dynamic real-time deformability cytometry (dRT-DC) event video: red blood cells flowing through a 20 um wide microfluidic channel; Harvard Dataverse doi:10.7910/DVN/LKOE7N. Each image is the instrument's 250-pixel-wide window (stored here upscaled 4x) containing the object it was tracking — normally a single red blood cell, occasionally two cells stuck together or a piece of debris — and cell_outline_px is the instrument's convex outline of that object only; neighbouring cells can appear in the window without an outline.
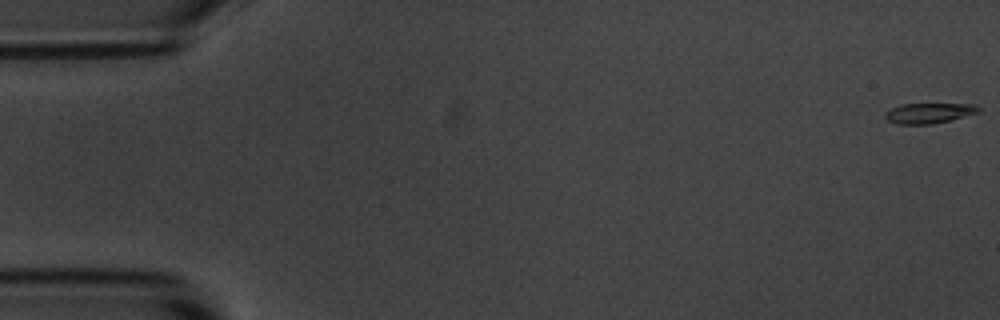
{"species": "common noctule bat (a hibernating species)", "species_latin": "Nyctalus noctula", "temperature_condition": "room temperature", "stored_images_in_passage": 5, "camera_frame_rate_fps": 3000, "um_per_image_px": 0.085, "animal": {"sex": "male", "body_mass_g": 20.1, "forearm_length_mm": 53.5}, "frame": {"image": 1, "passage_image": 1, "time_ms": 0.0, "image_size_px": [1000, 320], "cell_outline_px": [[980, 112], [932, 124], [896, 124], [888, 120], [884, 116], [884, 112], [900, 104], [976, 104], [980, 108]], "centroid_in_image_um": [78.94, 9.61], "position_along_channel_um": 6.1, "area_um2": 10.98}}